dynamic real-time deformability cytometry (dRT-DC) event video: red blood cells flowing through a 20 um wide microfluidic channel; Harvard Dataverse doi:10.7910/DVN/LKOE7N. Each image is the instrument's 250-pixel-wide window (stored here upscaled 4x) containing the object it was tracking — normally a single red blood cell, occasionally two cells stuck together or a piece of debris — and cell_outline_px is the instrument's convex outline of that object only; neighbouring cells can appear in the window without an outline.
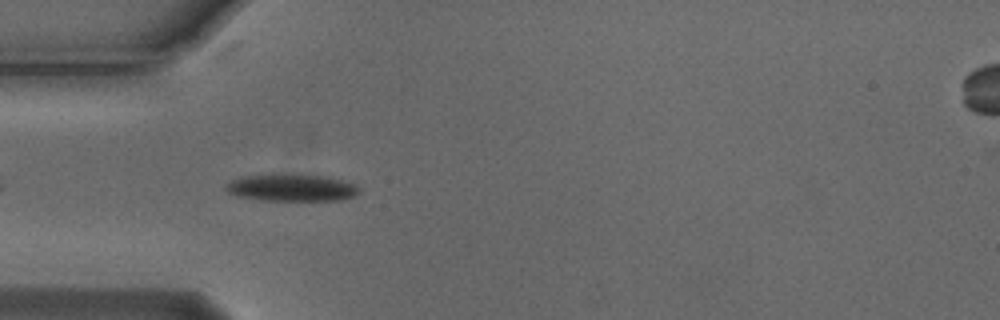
{"species": "Egyptian fruit bat (a non-hibernating species)", "species_latin": "Rousettus aegyptiacus", "temperature_condition": "cold", "stored_images_in_passage": 10, "camera_frame_rate_fps": 3000, "um_per_image_px": 0.085, "animal": {"sex": "male"}, "frame": {"image": 1, "passage_image": 4, "time_ms": 1.0, "image_size_px": [1000, 320], "cell_outline_px": [[360, 192], [356, 196], [340, 200], [260, 200], [240, 196], [228, 192], [224, 188], [232, 180], [244, 176], [272, 172], [276, 172], [332, 176], [356, 184], [360, 188]], "centroid_in_image_um": [24.85, 15.91], "position_along_channel_um": 60.2, "area_um2": 21.79}}
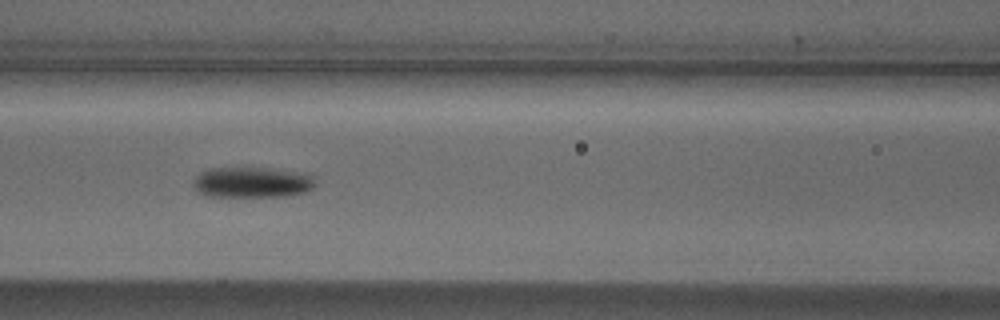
{"frame": {"image": 2, "passage_image": 6, "time_ms": 1.667, "image_size_px": [1000, 320], "cell_outline_px": [[316, 184], [312, 188], [304, 192], [284, 196], [208, 196], [196, 192], [192, 184], [192, 180], [200, 172], [208, 168], [268, 168], [296, 172], [312, 176]], "centroid_in_image_um": [21.35, 15.5], "position_along_channel_um": 145.3, "area_um2": 21.73}}
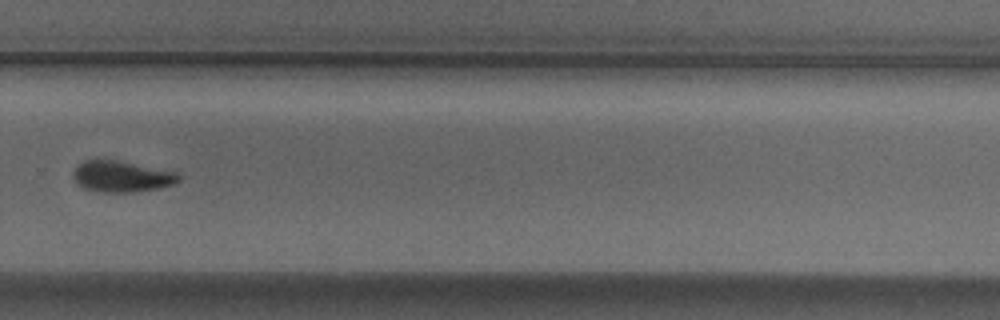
{"frame": {"image": 3, "passage_image": 10, "time_ms": 3.0, "image_size_px": [1000, 320], "cell_outline_px": [[180, 180], [172, 184], [156, 188], [132, 192], [104, 192], [84, 188], [76, 184], [72, 176], [72, 172], [84, 160], [116, 160], [176, 172], [180, 176]], "centroid_in_image_um": [10.29, 15.0], "position_along_channel_um": 319.5, "area_um2": 18.84}}